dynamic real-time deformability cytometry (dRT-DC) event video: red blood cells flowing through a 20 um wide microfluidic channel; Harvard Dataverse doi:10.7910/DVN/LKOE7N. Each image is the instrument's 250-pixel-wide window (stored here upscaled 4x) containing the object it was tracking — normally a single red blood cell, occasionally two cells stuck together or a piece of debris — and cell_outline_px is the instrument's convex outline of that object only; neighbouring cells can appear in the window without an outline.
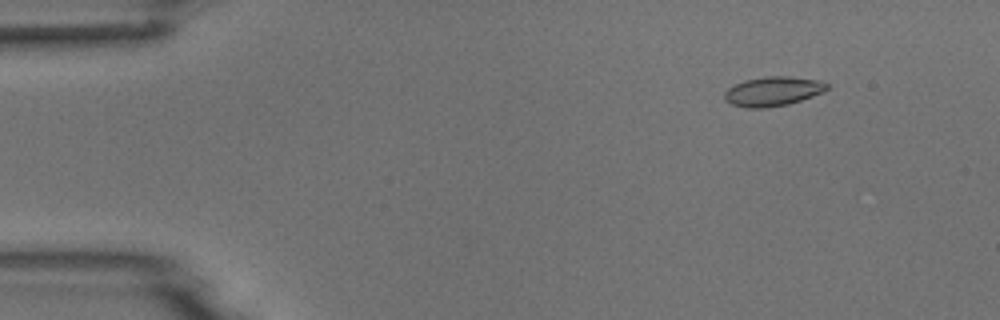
{"species": "common noctule bat (a hibernating species)", "species_latin": "Nyctalus noctula", "temperature_condition": "room temperature", "stored_images_in_passage": 18, "camera_frame_rate_fps": 3000, "um_per_image_px": 0.085, "animal": {"sex": "male", "body_mass_g": 18.8}, "frame": {"image": 1, "passage_image": 4, "time_ms": 1.0, "image_size_px": [1000, 320], "cell_outline_px": [[828, 88], [812, 96], [788, 104], [768, 108], [748, 108], [732, 104], [724, 100], [724, 92], [728, 88], [744, 80], [764, 76], [788, 76], [816, 80], [828, 84]], "centroid_in_image_um": [65.64, 7.76], "position_along_channel_um": 19.4, "area_um2": 17.4}}
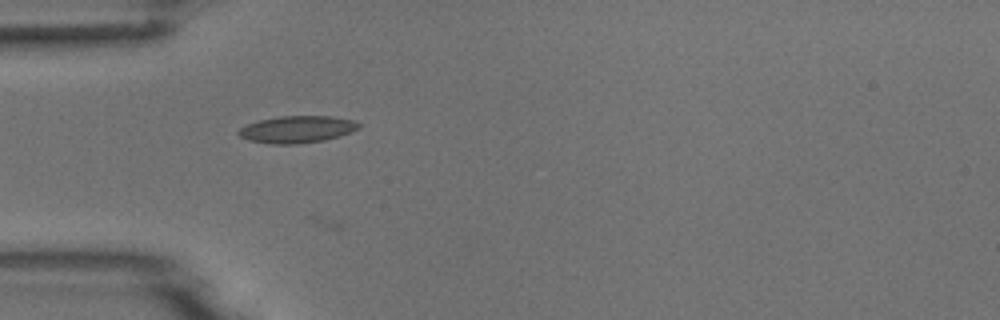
{"frame": {"image": 2, "passage_image": 14, "time_ms": 4.333, "image_size_px": [1000, 320], "cell_outline_px": [[360, 128], [352, 132], [340, 136], [324, 140], [296, 144], [272, 144], [248, 140], [240, 136], [236, 132], [240, 128], [248, 124], [260, 120], [280, 116], [332, 116], [352, 120], [360, 124]], "centroid_in_image_um": [25.26, 11.0], "position_along_channel_um": 59.7, "area_um2": 18.9}}
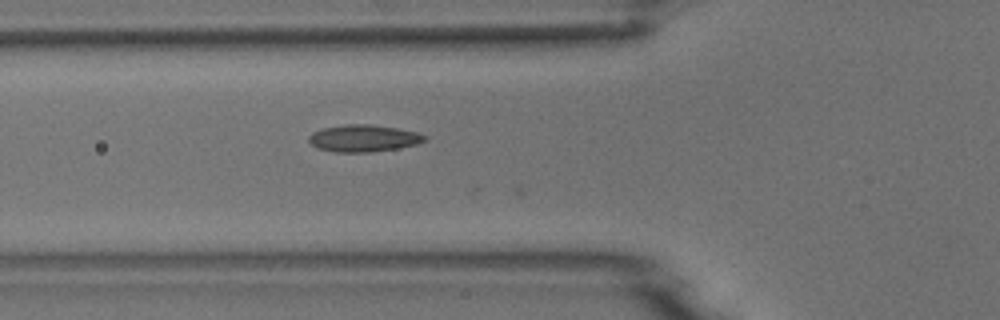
{"frame": {"image": 3, "passage_image": 17, "time_ms": 5.333, "image_size_px": [1000, 320], "cell_outline_px": [[428, 140], [416, 144], [396, 148], [368, 152], [336, 152], [316, 148], [308, 140], [308, 136], [312, 132], [324, 128], [344, 124], [372, 124], [420, 132], [428, 136]], "centroid_in_image_um": [30.92, 11.74], "position_along_channel_um": 94.9, "area_um2": 18.32}}